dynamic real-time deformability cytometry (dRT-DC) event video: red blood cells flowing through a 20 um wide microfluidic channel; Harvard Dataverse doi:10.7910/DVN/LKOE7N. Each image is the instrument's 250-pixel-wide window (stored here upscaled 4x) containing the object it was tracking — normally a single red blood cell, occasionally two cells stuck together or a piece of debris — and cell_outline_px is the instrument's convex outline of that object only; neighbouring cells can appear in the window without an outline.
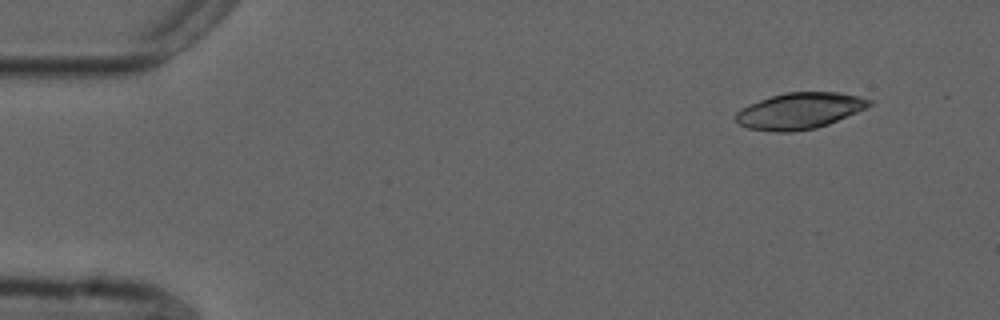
{"species": "common noctule bat (a hibernating species)", "species_latin": "Nyctalus noctula", "temperature_condition": "cold", "stored_images_in_passage": 4, "camera_frame_rate_fps": 3000, "um_per_image_px": 0.085, "animal": {"sex": "male", "forearm_length_mm": 52.5}, "frame": {"image": 1, "passage_image": 1, "time_ms": 0.0, "image_size_px": [1000, 320], "cell_outline_px": [[872, 104], [868, 108], [828, 124], [816, 128], [792, 132], [776, 132], [748, 128], [740, 124], [736, 120], [736, 112], [740, 108], [748, 104], [772, 96], [788, 92], [840, 92], [860, 96], [872, 100]], "centroid_in_image_um": [68.0, 9.42], "position_along_channel_um": 17.0, "area_um2": 28.26}}
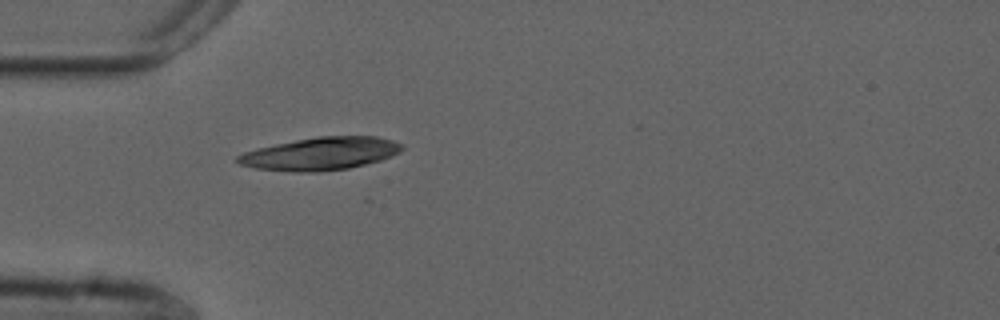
{"frame": {"image": 2, "passage_image": 4, "time_ms": 1.0, "image_size_px": [1000, 320], "cell_outline_px": [[404, 148], [400, 152], [392, 156], [380, 160], [348, 168], [320, 172], [292, 172], [256, 168], [240, 164], [236, 160], [236, 156], [244, 152], [256, 148], [316, 136], [376, 136], [392, 140], [400, 144]], "centroid_in_image_um": [27.24, 13.06], "position_along_channel_um": 57.8, "area_um2": 31.33}}